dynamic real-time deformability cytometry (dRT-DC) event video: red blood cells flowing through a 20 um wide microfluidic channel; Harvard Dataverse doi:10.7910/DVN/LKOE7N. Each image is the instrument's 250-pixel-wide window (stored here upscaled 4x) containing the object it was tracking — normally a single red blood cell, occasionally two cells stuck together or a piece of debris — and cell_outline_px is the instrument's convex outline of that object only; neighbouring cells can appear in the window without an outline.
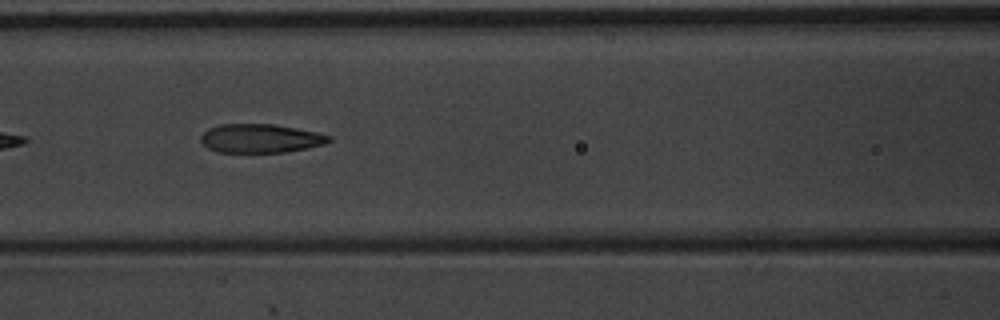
{"species": "common noctule bat (a hibernating species)", "species_latin": "Nyctalus noctula", "temperature_condition": "warm", "stored_images_in_passage": 8, "camera_frame_rate_fps": 3000, "um_per_image_px": 0.085, "animal": {"sex": "male", "body_mass_g": 20.1, "forearm_length_mm": 53.5}, "frame": {"image": 1, "passage_image": 6, "time_ms": 1.667, "image_size_px": [1000, 320], "cell_outline_px": [[332, 140], [324, 144], [284, 152], [216, 152], [208, 148], [200, 140], [200, 136], [208, 128], [220, 124], [276, 124], [316, 132], [332, 136]], "centroid_in_image_um": [22.12, 11.75], "position_along_channel_um": 144.5, "area_um2": 21.44}}
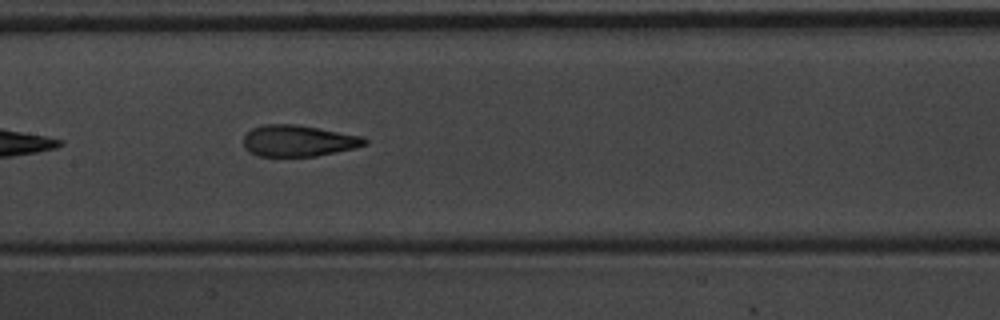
{"frame": {"image": 2, "passage_image": 7, "time_ms": 2.0, "image_size_px": [1000, 320], "cell_outline_px": [[368, 144], [356, 148], [316, 156], [256, 156], [248, 152], [244, 148], [244, 136], [252, 128], [264, 124], [296, 124], [320, 128], [364, 136], [368, 140]], "centroid_in_image_um": [25.38, 11.97], "position_along_channel_um": 182.0, "area_um2": 22.43}}
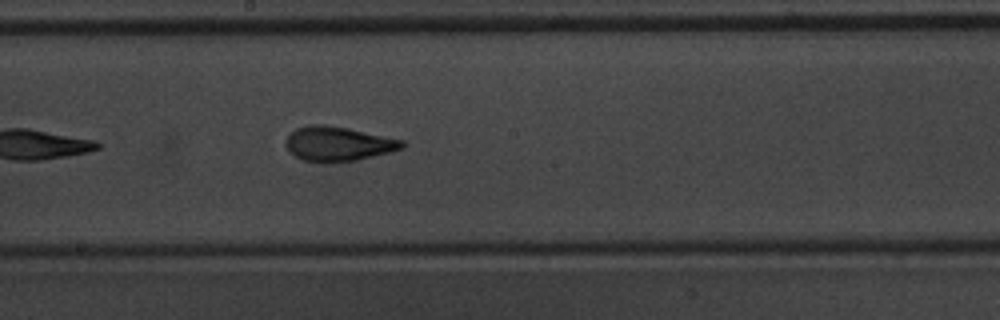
{"frame": {"image": 3, "passage_image": 8, "time_ms": 2.333, "image_size_px": [1000, 320], "cell_outline_px": [[404, 148], [356, 160], [324, 164], [304, 160], [288, 152], [284, 144], [284, 140], [296, 128], [308, 124], [324, 124], [348, 128], [404, 140]], "centroid_in_image_um": [28.68, 12.23], "position_along_channel_um": 219.5, "area_um2": 23.64}}